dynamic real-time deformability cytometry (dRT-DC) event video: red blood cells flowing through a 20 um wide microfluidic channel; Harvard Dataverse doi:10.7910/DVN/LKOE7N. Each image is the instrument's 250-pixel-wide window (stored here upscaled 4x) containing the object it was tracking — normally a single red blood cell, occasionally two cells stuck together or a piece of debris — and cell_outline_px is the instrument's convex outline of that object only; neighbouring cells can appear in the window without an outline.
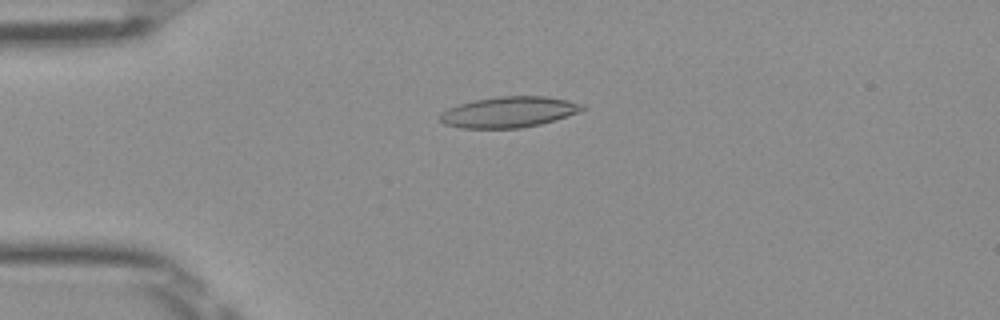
{"species": "Egyptian fruit bat (a non-hibernating species)", "species_latin": "Rousettus aegyptiacus", "temperature_condition": "room temperature", "stored_images_in_passage": 46, "camera_frame_rate_fps": 3000, "um_per_image_px": 0.085, "frame": {"image": 1, "passage_image": 8, "time_ms": 2.333, "image_size_px": [1000, 320], "cell_outline_px": [[588, 108], [580, 112], [556, 120], [540, 124], [520, 128], [460, 128], [444, 124], [440, 120], [440, 116], [448, 108], [472, 100], [496, 96], [544, 96], [568, 100], [584, 104]], "centroid_in_image_um": [43.31, 9.52], "position_along_channel_um": 41.7, "area_um2": 25.72}}
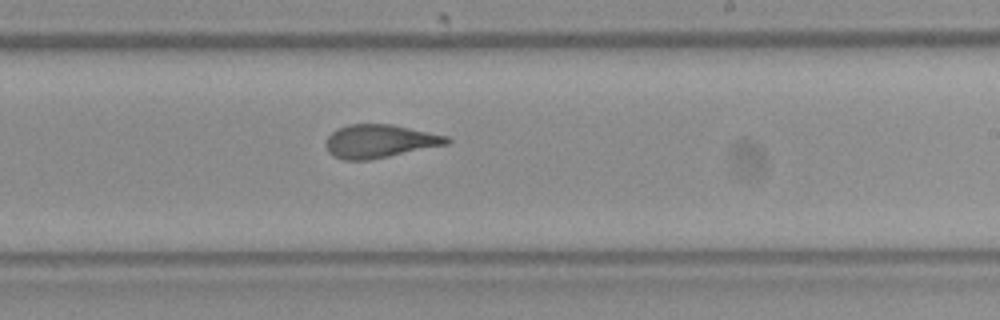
{"frame": {"image": 2, "passage_image": 26, "time_ms": 8.333, "image_size_px": [1000, 320], "cell_outline_px": [[452, 140], [448, 144], [368, 160], [344, 160], [332, 156], [328, 152], [324, 144], [328, 136], [332, 132], [348, 124], [392, 124], [448, 136]], "centroid_in_image_um": [32.25, 12.0], "position_along_channel_um": 256.8, "area_um2": 23.41}}
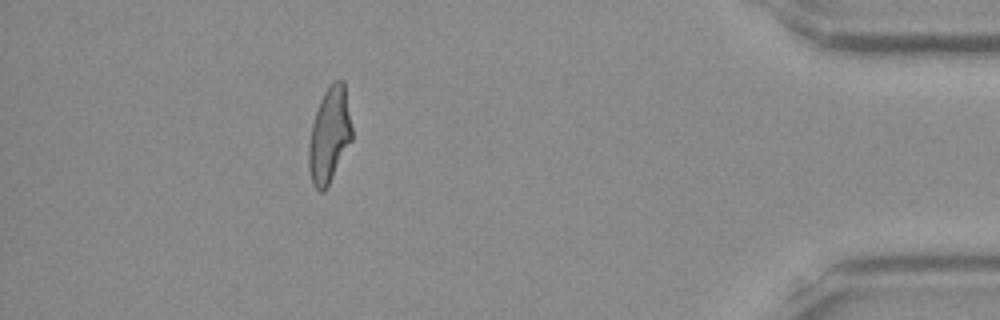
{"frame": {"image": 3, "passage_image": 41, "time_ms": 13.333, "image_size_px": [1000, 320], "cell_outline_px": [[352, 140], [324, 192], [320, 192], [312, 184], [308, 168], [308, 148], [312, 124], [320, 100], [324, 92], [336, 80], [344, 80], [352, 128]], "centroid_in_image_um": [27.99, 11.5], "position_along_channel_um": 407.2, "area_um2": 23.81}, "authors_computed_cell_mechanics": {"area_um2": 24.276, "velocity_mm_per_s": 4.0096, "shape_relaxation_time_tau1_ms": null, "shape_relaxation_time_tau2_ms": 1.4934, "deformation_change_tau1": null, "deformation_change_tau2": 0.0971}}